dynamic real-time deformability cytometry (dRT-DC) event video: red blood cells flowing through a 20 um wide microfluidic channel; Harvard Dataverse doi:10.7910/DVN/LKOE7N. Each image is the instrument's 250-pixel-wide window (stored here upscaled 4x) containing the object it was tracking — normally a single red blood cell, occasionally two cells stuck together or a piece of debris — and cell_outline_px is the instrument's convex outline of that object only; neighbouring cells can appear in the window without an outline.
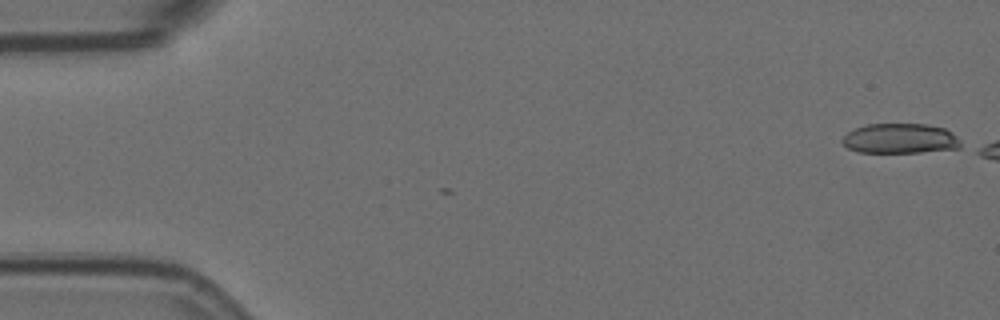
{"species": "Egyptian fruit bat (a non-hibernating species)", "species_latin": "Rousettus aegyptiacus", "temperature_condition": "room temperature", "stored_images_in_passage": 3, "camera_frame_rate_fps": 3000, "um_per_image_px": 0.085, "animal": {"sex": "female"}, "frame": {"image": 1, "passage_image": 1, "time_ms": 0.0, "image_size_px": [1000, 320], "cell_outline_px": [[960, 148], [920, 152], [856, 152], [848, 148], [840, 140], [848, 132], [864, 124], [928, 124], [944, 128], [952, 132], [960, 140]], "centroid_in_image_um": [76.5, 11.77], "position_along_channel_um": 8.5, "area_um2": 20.69}}